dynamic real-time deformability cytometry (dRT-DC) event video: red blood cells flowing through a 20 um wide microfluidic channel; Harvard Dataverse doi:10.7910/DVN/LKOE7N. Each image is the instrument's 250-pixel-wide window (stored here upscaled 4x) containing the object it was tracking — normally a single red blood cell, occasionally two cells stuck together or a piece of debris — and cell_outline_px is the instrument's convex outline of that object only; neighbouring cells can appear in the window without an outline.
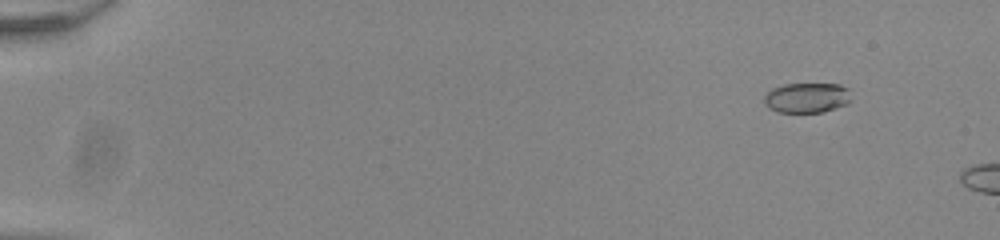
{"species": "common noctule bat (a hibernating species)", "species_latin": "Nyctalus noctula", "temperature_condition": "room temperature", "stored_images_in_passage": 9, "segment_of_instrument_passage": [1, 2], "camera_frame_rate_fps": 3000, "um_per_image_px": 0.085, "animal": {"sex": "male", "body_mass_g": 20.0, "forearm_length_mm": 53.3}, "frame": {"image": 1, "passage_image": 6, "time_ms": 1.667, "image_size_px": [1000, 240], "cell_outline_px": [[852, 100], [848, 104], [824, 112], [776, 112], [768, 108], [764, 104], [764, 96], [772, 88], [784, 84], [840, 84], [848, 88]], "centroid_in_image_um": [68.6, 8.31], "position_along_channel_um": 16.4, "area_um2": 15.49}}